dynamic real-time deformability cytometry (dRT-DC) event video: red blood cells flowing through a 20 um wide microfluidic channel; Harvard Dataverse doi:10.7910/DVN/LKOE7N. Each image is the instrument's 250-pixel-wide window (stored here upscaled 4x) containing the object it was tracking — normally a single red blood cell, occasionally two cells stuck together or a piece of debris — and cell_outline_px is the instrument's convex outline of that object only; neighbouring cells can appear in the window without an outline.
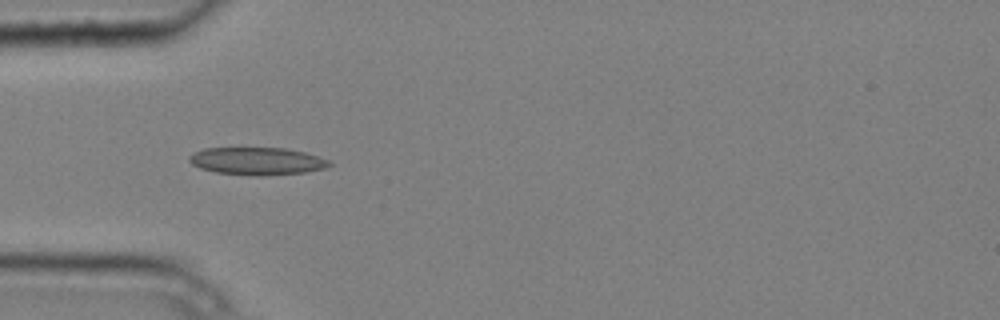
{"species": "common noctule bat (a hibernating species)", "species_latin": "Nyctalus noctula", "temperature_condition": "cold", "stored_images_in_passage": 5, "camera_frame_rate_fps": 3000, "um_per_image_px": 0.085, "animal": {"sex": "male", "body_mass_g": 20.4}, "frame": {"image": 1, "passage_image": 4, "time_ms": 1.0, "image_size_px": [1000, 320], "cell_outline_px": [[332, 164], [324, 168], [304, 172], [260, 176], [256, 176], [216, 172], [200, 168], [192, 164], [188, 160], [188, 156], [204, 148], [284, 148], [304, 152], [328, 160]], "centroid_in_image_um": [21.81, 13.69], "position_along_channel_um": 63.2, "area_um2": 22.25}}
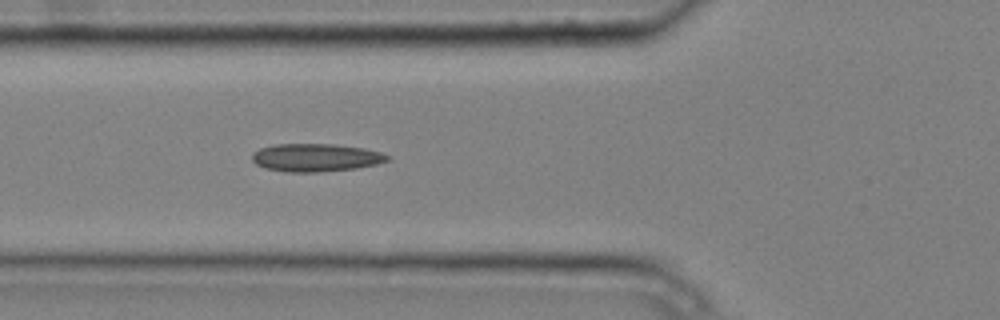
{"frame": {"image": 2, "passage_image": 5, "time_ms": 1.333, "image_size_px": [1000, 320], "cell_outline_px": [[392, 156], [388, 160], [376, 164], [356, 168], [320, 172], [284, 172], [264, 168], [256, 164], [252, 160], [252, 152], [260, 148], [276, 144], [332, 144], [364, 148], [380, 152]], "centroid_in_image_um": [26.82, 13.4], "position_along_channel_um": 99.0, "area_um2": 22.14}}